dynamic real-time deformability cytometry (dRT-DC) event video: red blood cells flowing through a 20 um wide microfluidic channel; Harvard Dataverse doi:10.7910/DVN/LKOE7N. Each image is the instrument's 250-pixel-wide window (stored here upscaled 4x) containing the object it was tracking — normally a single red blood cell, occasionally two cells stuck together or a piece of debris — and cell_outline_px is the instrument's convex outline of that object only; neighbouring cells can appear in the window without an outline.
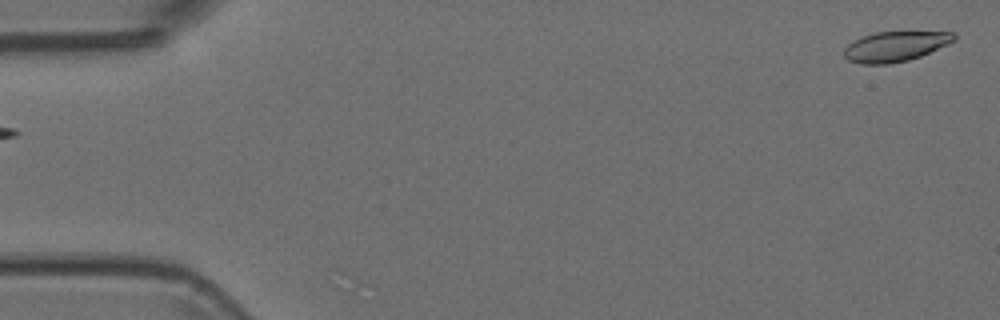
{"species": "Egyptian fruit bat (a non-hibernating species)", "species_latin": "Rousettus aegyptiacus", "temperature_condition": "room temperature", "stored_images_in_passage": 5, "camera_frame_rate_fps": 3000, "um_per_image_px": 0.085, "animal": {"sex": "female"}, "frame": {"image": 1, "passage_image": 1, "time_ms": 0.0, "image_size_px": [1000, 320], "cell_outline_px": [[956, 40], [948, 44], [920, 56], [908, 60], [888, 64], [860, 64], [848, 60], [844, 56], [844, 48], [852, 40], [860, 36], [876, 32], [900, 28], [956, 32]], "centroid_in_image_um": [76.14, 3.87], "position_along_channel_um": 8.9, "area_um2": 20.52}}
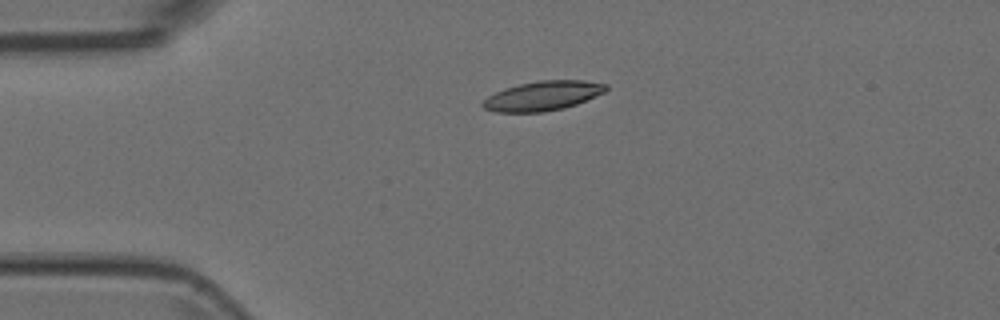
{"frame": {"image": 2, "passage_image": 4, "time_ms": 1.0, "image_size_px": [1000, 320], "cell_outline_px": [[608, 88], [604, 92], [576, 104], [564, 108], [544, 112], [496, 112], [484, 108], [480, 104], [488, 96], [504, 88], [520, 84], [540, 80], [584, 80], [608, 84]], "centroid_in_image_um": [46.13, 8.14], "position_along_channel_um": 38.9, "area_um2": 21.1}}